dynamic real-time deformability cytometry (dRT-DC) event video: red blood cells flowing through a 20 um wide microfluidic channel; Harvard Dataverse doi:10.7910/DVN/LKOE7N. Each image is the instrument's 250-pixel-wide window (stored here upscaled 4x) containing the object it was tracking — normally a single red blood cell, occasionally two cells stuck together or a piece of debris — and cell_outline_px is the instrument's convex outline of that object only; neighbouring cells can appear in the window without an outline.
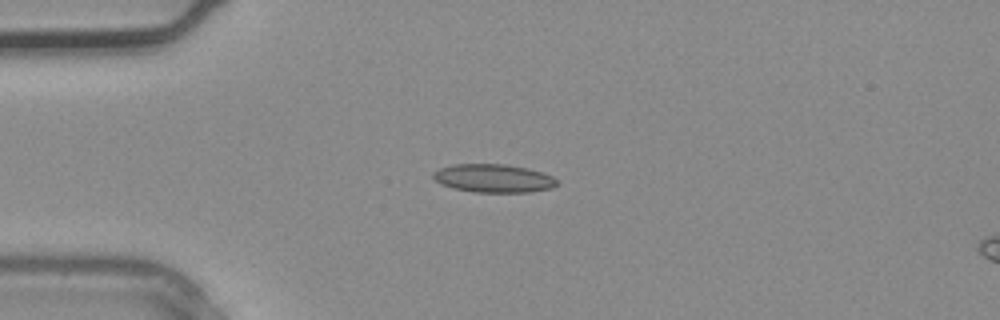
{"species": "common noctule bat (a hibernating species)", "species_latin": "Nyctalus noctula", "temperature_condition": "warm", "stored_images_in_passage": 1, "camera_frame_rate_fps": 3000, "um_per_image_px": 0.085, "animal": {"sex": "male", "body_mass_g": 20.4}, "frame": {"image": 1, "passage_image": 1, "time_ms": 0.0, "image_size_px": [1000, 320], "cell_outline_px": [[560, 184], [552, 188], [532, 192], [476, 192], [452, 188], [440, 184], [432, 176], [432, 172], [440, 168], [452, 164], [504, 164], [528, 168], [552, 176]], "centroid_in_image_um": [41.94, 15.16], "position_along_channel_um": 43.1, "area_um2": 20.52}}